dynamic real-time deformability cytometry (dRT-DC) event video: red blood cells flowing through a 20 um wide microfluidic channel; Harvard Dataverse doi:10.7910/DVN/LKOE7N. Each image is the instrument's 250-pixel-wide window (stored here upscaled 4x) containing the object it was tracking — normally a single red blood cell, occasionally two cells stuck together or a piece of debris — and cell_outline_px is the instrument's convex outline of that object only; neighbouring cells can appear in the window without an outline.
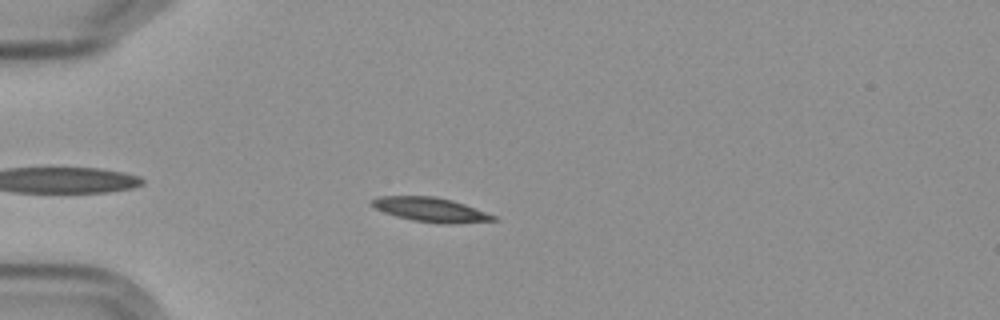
{"species": "Egyptian fruit bat (a non-hibernating species)", "species_latin": "Rousettus aegyptiacus", "temperature_condition": "cold", "stored_images_in_passage": 8, "camera_frame_rate_fps": 3000, "um_per_image_px": 0.085, "frame": {"image": 1, "passage_image": 2, "time_ms": 1.333, "image_size_px": [1000, 320], "cell_outline_px": [[500, 220], [452, 224], [440, 224], [412, 220], [396, 216], [384, 212], [368, 204], [368, 200], [376, 196], [436, 196], [452, 200], [464, 204], [496, 216]], "centroid_in_image_um": [36.57, 17.82], "position_along_channel_um": 48.4, "area_um2": 17.46}}
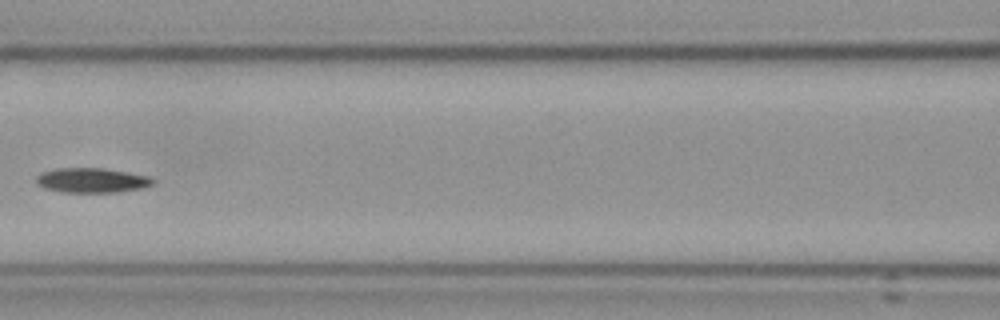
{"frame": {"image": 2, "passage_image": 5, "time_ms": 5.0, "image_size_px": [1000, 320], "cell_outline_px": [[156, 180], [152, 184], [140, 188], [116, 192], [60, 192], [44, 188], [36, 184], [36, 176], [44, 172], [56, 168], [104, 168], [148, 176]], "centroid_in_image_um": [7.77, 15.33], "position_along_channel_um": 158.8, "area_um2": 16.7}}
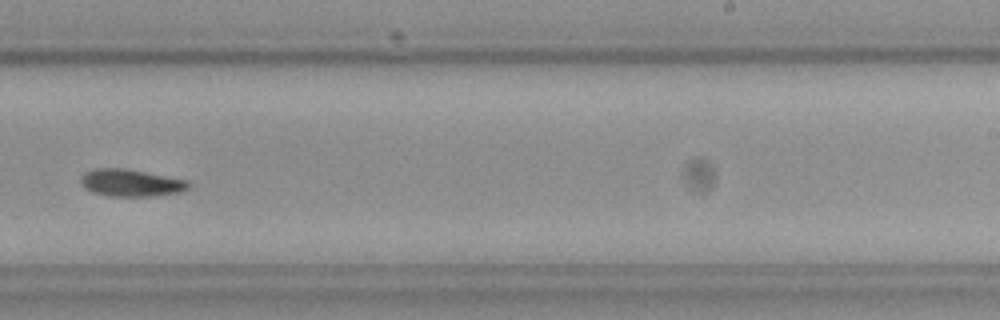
{"frame": {"image": 3, "passage_image": 8, "time_ms": 8.333, "image_size_px": [1000, 320], "cell_outline_px": [[192, 184], [188, 188], [180, 192], [152, 196], [108, 196], [92, 192], [84, 188], [80, 180], [80, 176], [84, 172], [96, 168], [124, 168], [188, 180]], "centroid_in_image_um": [11.11, 15.54], "position_along_channel_um": 277.9, "area_um2": 17.17}}